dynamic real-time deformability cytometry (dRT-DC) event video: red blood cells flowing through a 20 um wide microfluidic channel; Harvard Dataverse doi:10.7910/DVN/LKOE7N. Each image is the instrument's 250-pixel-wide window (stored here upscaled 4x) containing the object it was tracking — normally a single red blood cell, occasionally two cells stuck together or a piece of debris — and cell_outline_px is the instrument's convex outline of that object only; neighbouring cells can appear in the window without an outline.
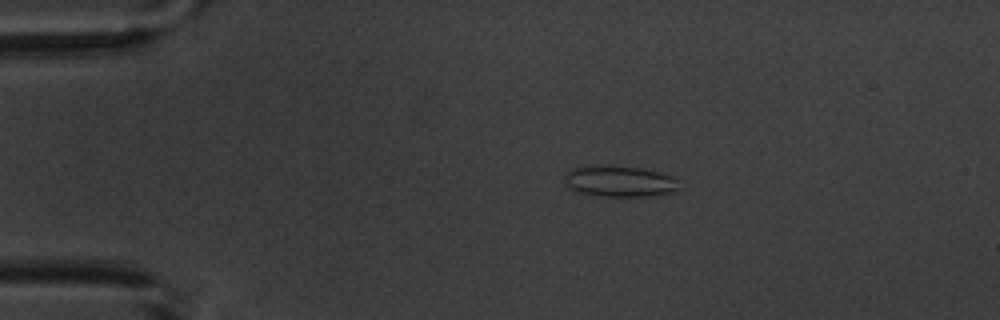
{"species": "common noctule bat (a hibernating species)", "species_latin": "Nyctalus noctula", "temperature_condition": "warm", "stored_images_in_passage": 4, "camera_frame_rate_fps": 3000, "um_per_image_px": 0.085, "animal": {"sex": "male", "body_mass_g": 20.1, "forearm_length_mm": 53.5}, "frame": {"image": 1, "passage_image": 2, "time_ms": 2.0, "image_size_px": [1000, 320], "cell_outline_px": [[680, 192], [644, 196], [604, 196], [580, 192], [572, 188], [564, 180], [568, 172], [572, 168], [640, 168], [660, 172], [676, 180]], "centroid_in_image_um": [52.76, 15.46], "position_along_channel_um": 32.2, "area_um2": 19.54}}
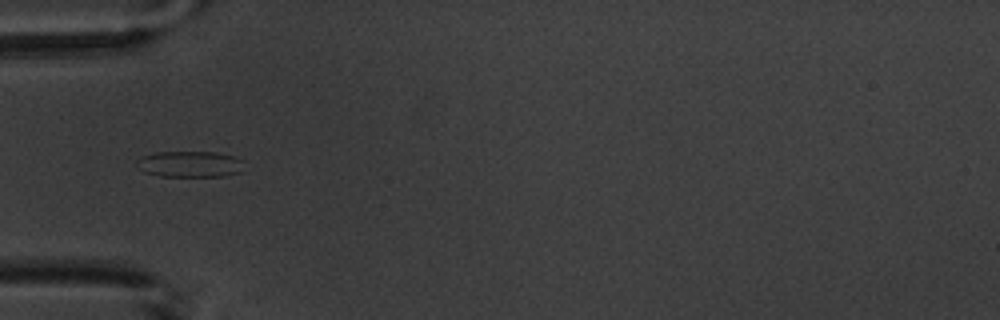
{"frame": {"image": 2, "passage_image": 4, "time_ms": 4.333, "image_size_px": [1000, 320], "cell_outline_px": [[244, 160], [240, 172], [224, 176], [160, 176], [144, 172], [136, 168], [136, 160], [144, 156], [156, 152], [216, 152], [236, 156]], "centroid_in_image_um": [16.14, 13.95], "position_along_channel_um": 68.9, "area_um2": 16.47}}